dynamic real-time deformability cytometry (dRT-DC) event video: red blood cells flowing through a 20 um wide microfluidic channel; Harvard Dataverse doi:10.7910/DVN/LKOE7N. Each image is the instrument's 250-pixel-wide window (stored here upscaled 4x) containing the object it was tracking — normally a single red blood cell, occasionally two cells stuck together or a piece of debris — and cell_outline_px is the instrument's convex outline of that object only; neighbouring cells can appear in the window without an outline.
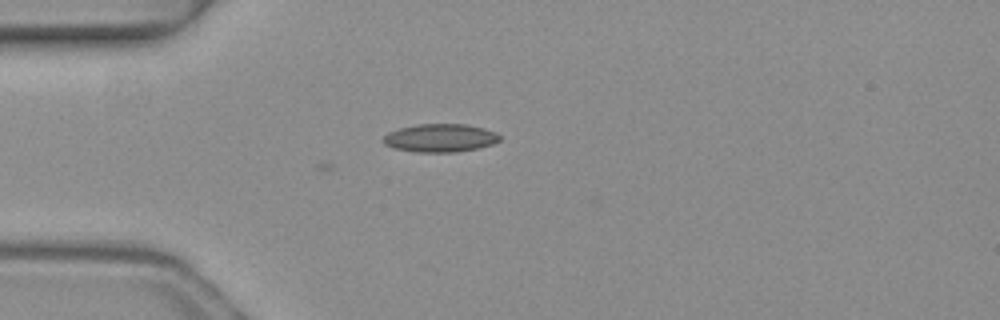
{"species": "common noctule bat (a hibernating species)", "species_latin": "Nyctalus noctula", "temperature_condition": "warm", "stored_images_in_passage": 3, "camera_frame_rate_fps": 3000, "um_per_image_px": 0.085, "animal": {"sex": "female", "body_mass_g": 19.3, "forearm_length_mm": 54.1}, "frame": {"image": 1, "passage_image": 3, "time_ms": 0.667, "image_size_px": [1000, 320], "cell_outline_px": [[500, 140], [492, 144], [476, 148], [456, 152], [416, 152], [392, 148], [384, 144], [380, 140], [388, 132], [400, 128], [416, 124], [464, 124], [484, 128], [496, 132], [500, 136]], "centroid_in_image_um": [37.37, 11.72], "position_along_channel_um": 47.6, "area_um2": 19.19}}